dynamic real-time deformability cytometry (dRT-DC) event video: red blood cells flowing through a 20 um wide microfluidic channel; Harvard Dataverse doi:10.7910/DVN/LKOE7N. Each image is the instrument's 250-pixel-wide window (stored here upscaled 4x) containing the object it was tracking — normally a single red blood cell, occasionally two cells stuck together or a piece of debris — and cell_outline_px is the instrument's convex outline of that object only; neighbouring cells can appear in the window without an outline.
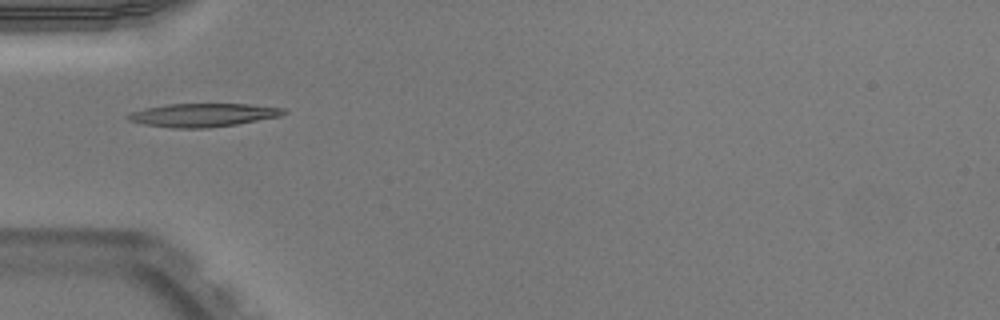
{"species": "Egyptian fruit bat (a non-hibernating species)", "species_latin": "Rousettus aegyptiacus", "temperature_condition": "warm", "stored_images_in_passage": 30, "camera_frame_rate_fps": 3000, "um_per_image_px": 0.085, "animal": {"sex": "male"}, "frame": {"image": 1, "passage_image": 1, "time_ms": 0.0, "image_size_px": [1000, 320], "cell_outline_px": [[288, 112], [280, 116], [236, 124], [208, 128], [172, 128], [144, 124], [128, 120], [124, 116], [132, 112], [144, 108], [168, 104], [248, 104], [284, 108]], "centroid_in_image_um": [17.24, 9.78], "position_along_channel_um": 67.8, "area_um2": 21.15}}